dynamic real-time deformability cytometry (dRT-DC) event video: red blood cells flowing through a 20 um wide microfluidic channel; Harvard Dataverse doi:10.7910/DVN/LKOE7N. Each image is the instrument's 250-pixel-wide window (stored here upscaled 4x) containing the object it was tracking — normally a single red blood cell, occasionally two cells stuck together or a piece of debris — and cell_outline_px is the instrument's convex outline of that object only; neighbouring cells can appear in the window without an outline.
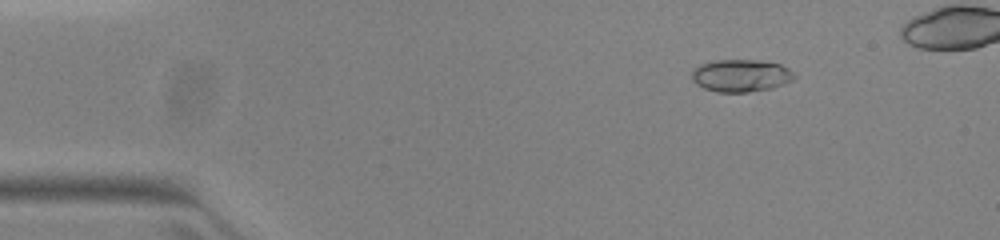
{"species": "common noctule bat (a hibernating species)", "species_latin": "Nyctalus noctula", "temperature_condition": "warm", "stored_images_in_passage": 45, "camera_frame_rate_fps": 3000, "um_per_image_px": 0.085, "animal": {"sex": "female", "body_mass_g": 23.0, "forearm_length_mm": 53.4}, "frame": {"image": 1, "passage_image": 4, "time_ms": 1.0, "image_size_px": [1000, 240], "cell_outline_px": [[796, 76], [792, 80], [772, 88], [748, 92], [716, 92], [704, 88], [696, 84], [692, 80], [692, 72], [700, 64], [716, 60], [756, 60], [780, 64], [788, 68]], "centroid_in_image_um": [62.96, 6.43], "position_along_channel_um": 22.0, "area_um2": 19.25}}
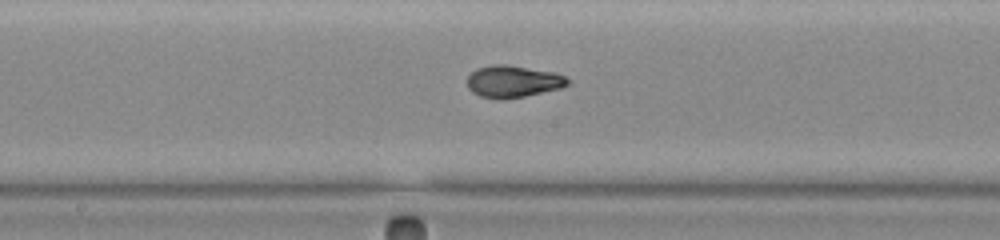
{"frame": {"image": 2, "passage_image": 24, "time_ms": 7.667, "image_size_px": [1000, 240], "cell_outline_px": [[572, 80], [568, 84], [560, 88], [524, 96], [504, 100], [500, 100], [480, 96], [472, 92], [468, 88], [468, 76], [476, 68], [492, 64], [504, 64], [556, 72]], "centroid_in_image_um": [43.6, 6.92], "position_along_channel_um": 204.6, "area_um2": 18.84}}
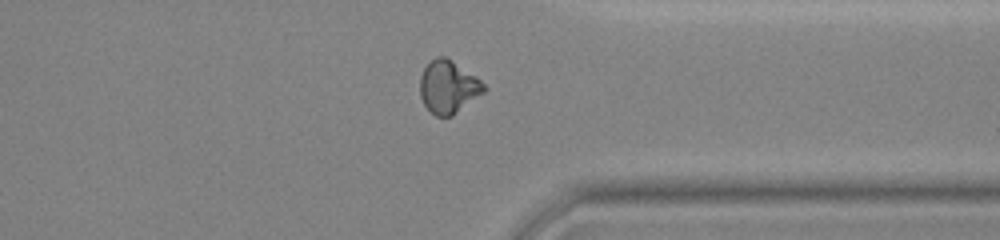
{"frame": {"image": 3, "passage_image": 37, "time_ms": 12.0, "image_size_px": [1000, 240], "cell_outline_px": [[488, 88], [484, 92], [452, 116], [436, 116], [424, 104], [420, 96], [420, 76], [424, 68], [436, 56], [444, 56], [452, 60], [476, 76]], "centroid_in_image_um": [38.11, 7.38], "position_along_channel_um": 373.3, "area_um2": 19.54}, "authors_computed_cell_mechanics": {"area_um2": 18.8428, "velocity_mm_per_s": 3.97, "shape_relaxation_time_tau1_ms": 5.6196, "shape_relaxation_time_tau2_ms": 0.9927, "deformation_change_tau1": 0.2456, "deformation_change_tau2": 0.0273}}